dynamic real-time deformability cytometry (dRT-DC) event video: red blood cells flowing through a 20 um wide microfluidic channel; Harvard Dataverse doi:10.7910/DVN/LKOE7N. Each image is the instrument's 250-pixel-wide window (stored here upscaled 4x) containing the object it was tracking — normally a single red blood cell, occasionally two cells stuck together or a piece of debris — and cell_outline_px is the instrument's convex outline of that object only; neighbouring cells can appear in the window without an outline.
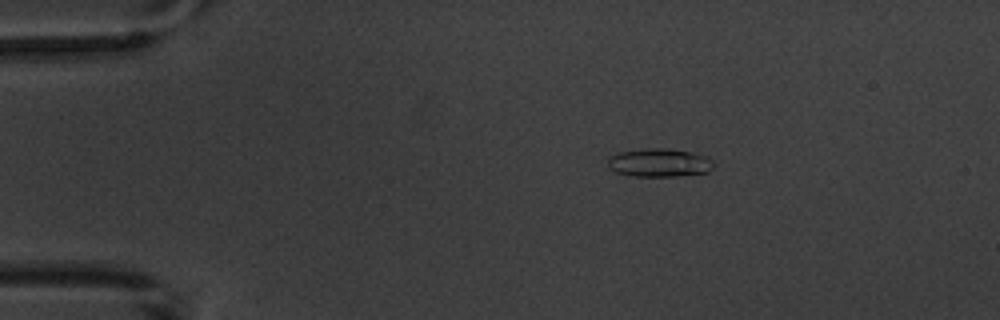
{"species": "common noctule bat (a hibernating species)", "species_latin": "Nyctalus noctula", "temperature_condition": "warm", "stored_images_in_passage": 3, "camera_frame_rate_fps": 3000, "um_per_image_px": 0.085, "animal": {"sex": "male", "body_mass_g": 20.1, "forearm_length_mm": 53.5}, "frame": {"image": 1, "passage_image": 2, "time_ms": 1.667, "image_size_px": [1000, 320], "cell_outline_px": [[712, 168], [708, 172], [676, 176], [636, 176], [616, 172], [608, 168], [608, 160], [612, 156], [620, 152], [648, 148], [664, 148], [688, 152], [708, 156], [712, 160]], "centroid_in_image_um": [56.04, 13.83], "position_along_channel_um": 29.0, "area_um2": 17.22}}